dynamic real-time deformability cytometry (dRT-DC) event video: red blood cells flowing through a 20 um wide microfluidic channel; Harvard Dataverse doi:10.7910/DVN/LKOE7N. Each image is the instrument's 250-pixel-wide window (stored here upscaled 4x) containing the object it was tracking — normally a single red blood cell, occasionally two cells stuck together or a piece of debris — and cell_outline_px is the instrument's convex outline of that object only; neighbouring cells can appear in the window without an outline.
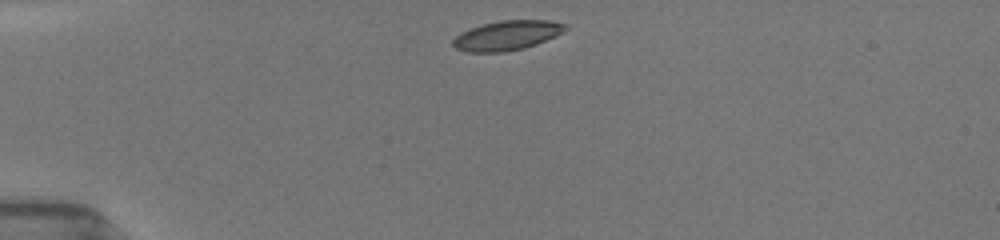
{"species": "common noctule bat (a hibernating species)", "species_latin": "Nyctalus noctula", "temperature_condition": "room temperature", "stored_images_in_passage": 44, "camera_frame_rate_fps": 3000, "um_per_image_px": 0.085, "animal": {"sex": "female", "body_mass_g": 19.5, "forearm_length_mm": 54.1}, "frame": {"image": 1, "passage_image": 1, "time_ms": 0.0, "image_size_px": [1000, 240], "cell_outline_px": [[568, 28], [536, 44], [524, 48], [504, 52], [468, 52], [456, 48], [452, 44], [452, 40], [460, 32], [468, 28], [500, 20], [548, 20], [564, 24]], "centroid_in_image_um": [43.02, 3.01], "position_along_channel_um": 42.0, "area_um2": 19.13}}
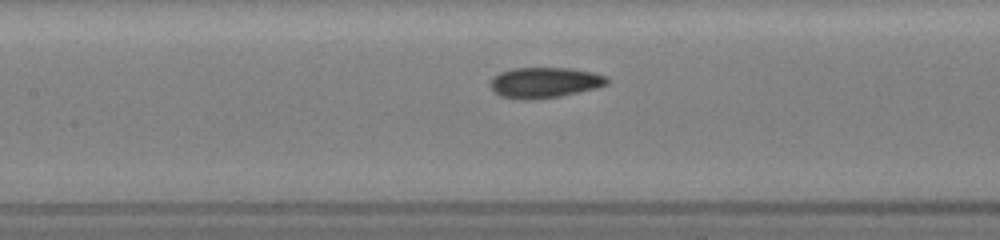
{"frame": {"image": 2, "passage_image": 16, "time_ms": 4.0, "image_size_px": [1000, 240], "cell_outline_px": [[608, 84], [596, 88], [560, 96], [500, 96], [488, 84], [492, 76], [500, 72], [512, 68], [568, 68], [592, 72], [604, 76], [608, 80]], "centroid_in_image_um": [46.3, 6.96], "position_along_channel_um": 161.1, "area_um2": 19.83}}
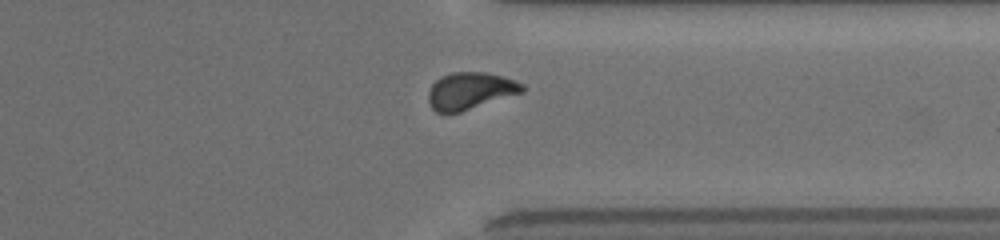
{"frame": {"image": 3, "passage_image": 37, "time_ms": 9.333, "image_size_px": [1000, 240], "cell_outline_px": [[524, 92], [460, 112], [436, 112], [432, 108], [428, 100], [428, 92], [432, 84], [436, 80], [452, 72], [484, 72], [504, 76], [524, 84]], "centroid_in_image_um": [39.99, 7.71], "position_along_channel_um": 371.4, "area_um2": 20.17}}